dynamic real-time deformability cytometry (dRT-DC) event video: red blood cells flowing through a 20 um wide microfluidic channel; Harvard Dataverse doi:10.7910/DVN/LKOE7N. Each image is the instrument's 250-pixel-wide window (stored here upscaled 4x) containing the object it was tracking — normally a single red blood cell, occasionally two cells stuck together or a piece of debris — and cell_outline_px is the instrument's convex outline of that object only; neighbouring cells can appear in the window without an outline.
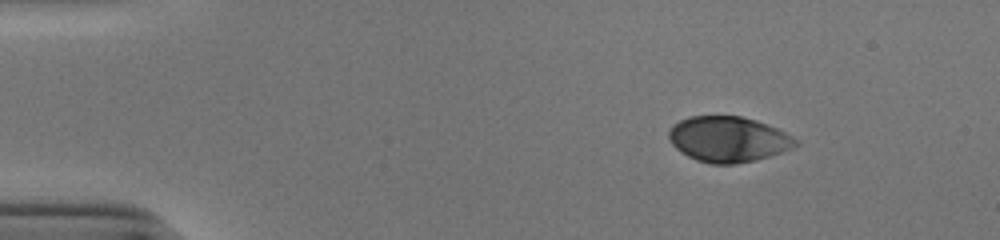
{"species": "human", "species_latin": "Homo sapiens", "temperature_condition": "cold", "stored_images_in_passage": 46, "camera_frame_rate_fps": 3000, "um_per_image_px": 0.085, "donor": {"sex": "male"}, "frame": {"image": 1, "passage_image": 1, "time_ms": 0.0, "image_size_px": [1000, 240], "cell_outline_px": [[800, 144], [792, 148], [756, 160], [732, 164], [712, 164], [696, 160], [680, 152], [672, 144], [668, 136], [668, 132], [680, 120], [692, 116], [740, 116], [756, 120], [776, 128], [800, 140]], "centroid_in_image_um": [61.92, 11.84], "position_along_channel_um": 23.1, "area_um2": 33.47}}
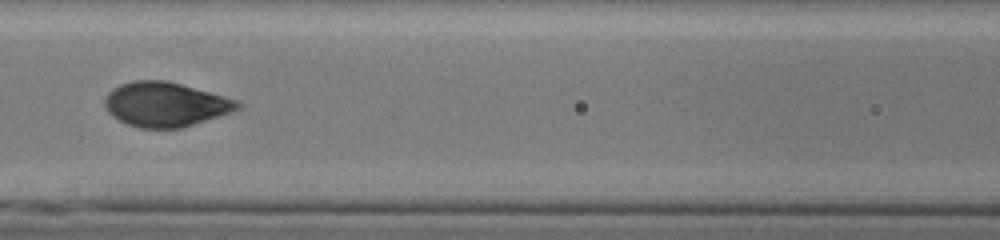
{"frame": {"image": 2, "passage_image": 18, "time_ms": 5.667, "image_size_px": [1000, 240], "cell_outline_px": [[244, 104], [240, 108], [180, 128], [140, 128], [128, 124], [112, 116], [108, 112], [104, 104], [104, 100], [108, 92], [112, 88], [120, 84], [136, 80], [164, 80], [180, 84], [240, 100]], "centroid_in_image_um": [14.04, 8.86], "position_along_channel_um": 152.6, "area_um2": 34.1}}
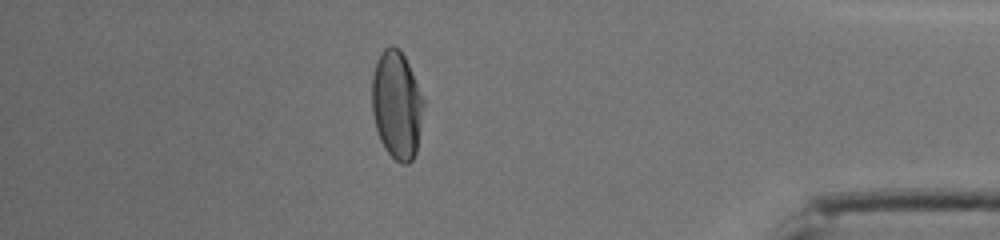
{"frame": {"image": 3, "passage_image": 40, "time_ms": 13.0, "image_size_px": [1000, 240], "cell_outline_px": [[424, 104], [416, 152], [412, 160], [408, 164], [400, 164], [384, 148], [380, 140], [376, 128], [372, 112], [372, 76], [376, 60], [380, 52], [388, 44], [392, 44], [400, 48], [408, 64], [424, 100]], "centroid_in_image_um": [33.7, 8.89], "position_along_channel_um": 401.5, "area_um2": 32.6}, "authors_computed_cell_mechanics": {"area_um2": 34.1598, "velocity_mm_per_s": 3.8823, "shape_relaxation_time_tau1_ms": 3.8078, "shape_relaxation_time_tau2_ms": null, "deformation_change_tau1": 0.1826, "deformation_change_tau2": null}}